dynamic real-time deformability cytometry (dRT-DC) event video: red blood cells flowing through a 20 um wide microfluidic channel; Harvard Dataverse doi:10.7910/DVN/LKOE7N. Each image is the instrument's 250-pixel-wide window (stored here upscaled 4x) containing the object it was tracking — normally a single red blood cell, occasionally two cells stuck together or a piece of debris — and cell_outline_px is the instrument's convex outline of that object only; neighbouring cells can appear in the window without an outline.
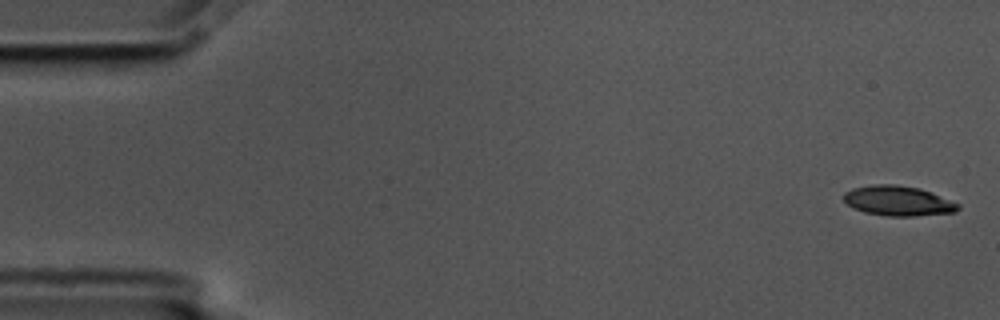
{"species": "common noctule bat (a hibernating species)", "species_latin": "Nyctalus noctula", "temperature_condition": "cold", "stored_images_in_passage": 51, "camera_frame_rate_fps": 3000, "um_per_image_px": 0.085, "animal": {"sex": "male", "body_mass_g": 17.5, "forearm_length_mm": 52.3}, "frame": {"image": 1, "passage_image": 1, "time_ms": 0.0, "image_size_px": [1000, 320], "cell_outline_px": [[960, 208], [956, 212], [912, 216], [888, 216], [864, 212], [848, 204], [844, 200], [844, 192], [852, 188], [876, 184], [896, 184], [920, 188], [960, 204]], "centroid_in_image_um": [76.35, 17.07], "position_along_channel_um": 8.7, "area_um2": 19.83}}
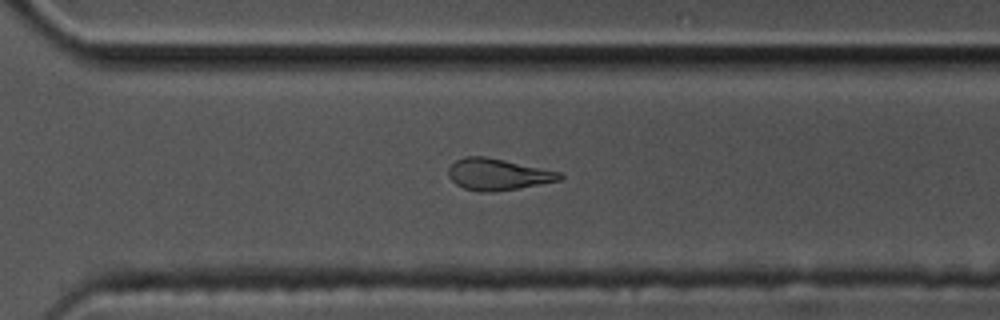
{"frame": {"image": 2, "passage_image": 39, "time_ms": 12.667, "image_size_px": [1000, 320], "cell_outline_px": [[564, 176], [560, 180], [540, 184], [492, 192], [484, 192], [464, 188], [456, 184], [448, 176], [448, 168], [456, 160], [464, 156], [484, 156], [504, 160], [560, 172]], "centroid_in_image_um": [42.29, 14.81], "position_along_channel_um": 328.3, "area_um2": 20.17}}
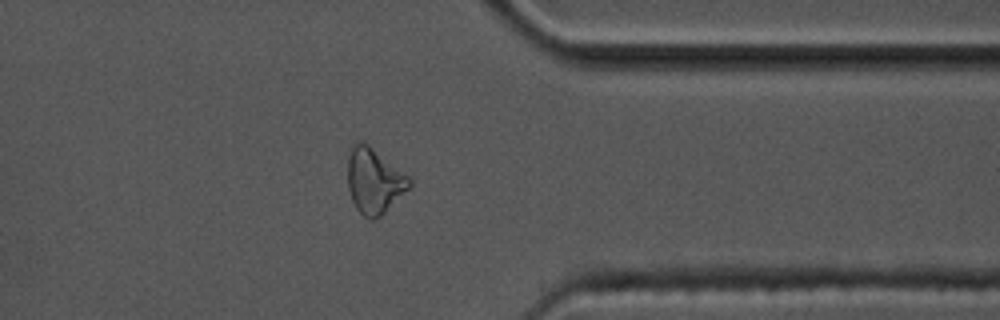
{"frame": {"image": 3, "passage_image": 44, "time_ms": 14.333, "image_size_px": [1000, 320], "cell_outline_px": [[412, 184], [380, 216], [372, 220], [364, 216], [356, 208], [352, 200], [348, 188], [348, 156], [352, 144], [356, 140], [360, 140], [368, 144], [408, 176], [412, 180]], "centroid_in_image_um": [31.76, 15.34], "position_along_channel_um": 379.6, "area_um2": 23.12}}